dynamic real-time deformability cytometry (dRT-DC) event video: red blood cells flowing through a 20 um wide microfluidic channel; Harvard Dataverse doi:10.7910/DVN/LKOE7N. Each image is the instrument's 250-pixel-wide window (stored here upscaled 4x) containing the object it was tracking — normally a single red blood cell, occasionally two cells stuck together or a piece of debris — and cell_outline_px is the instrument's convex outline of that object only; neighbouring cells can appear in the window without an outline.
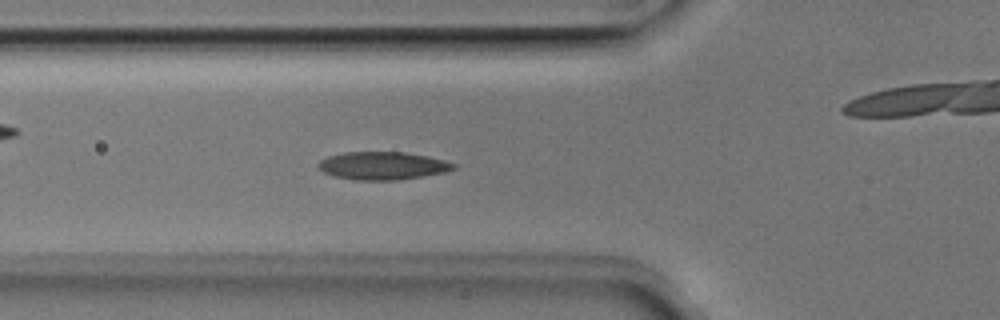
{"species": "Egyptian fruit bat (a non-hibernating species)", "species_latin": "Rousettus aegyptiacus", "temperature_condition": "room temperature", "stored_images_in_passage": 52, "camera_frame_rate_fps": 3000, "um_per_image_px": 0.085, "animal": {"sex": "male"}, "frame": {"image": 1, "passage_image": 18, "time_ms": 5.667, "image_size_px": [1000, 320], "cell_outline_px": [[456, 168], [444, 172], [424, 176], [400, 180], [356, 180], [332, 176], [324, 172], [316, 164], [320, 160], [328, 156], [344, 152], [404, 152], [428, 156], [444, 160], [456, 164]], "centroid_in_image_um": [32.52, 14.09], "position_along_channel_um": 93.3, "area_um2": 22.08}}
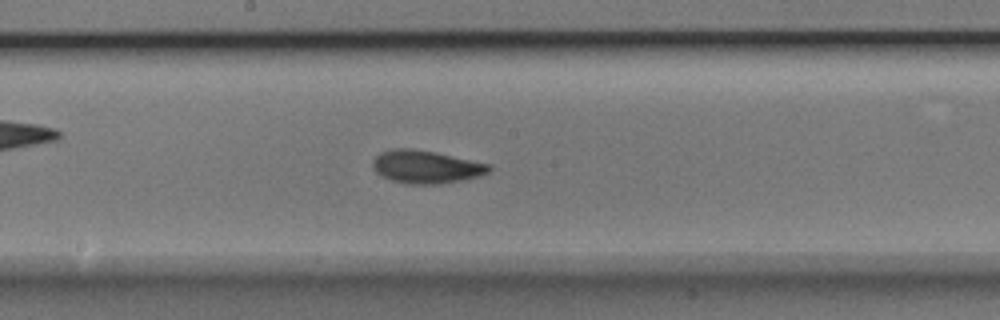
{"frame": {"image": 2, "passage_image": 27, "time_ms": 8.667, "image_size_px": [1000, 320], "cell_outline_px": [[492, 168], [488, 172], [480, 176], [440, 184], [408, 184], [392, 180], [380, 176], [372, 168], [372, 160], [380, 152], [392, 148], [412, 148], [436, 152], [492, 164]], "centroid_in_image_um": [36.2, 14.17], "position_along_channel_um": 212.0, "area_um2": 22.6}}
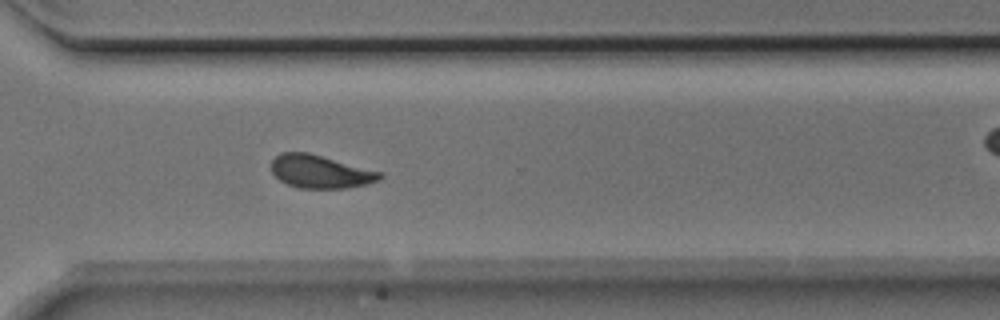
{"frame": {"image": 3, "passage_image": 37, "time_ms": 12.0, "image_size_px": [1000, 320], "cell_outline_px": [[384, 176], [380, 180], [368, 184], [348, 188], [300, 188], [288, 184], [280, 180], [272, 172], [272, 160], [280, 152], [308, 152], [384, 172]], "centroid_in_image_um": [27.29, 14.58], "position_along_channel_um": 343.3, "area_um2": 21.1}, "authors_computed_cell_mechanics": {"area_um2": 20.9814, "velocity_mm_per_s": 3.954, "shape_relaxation_time_tau1_ms": 3.3542, "shape_relaxation_time_tau2_ms": 2.5798, "deformation_change_tau1": 0.1218, "deformation_change_tau2": 0.0681}}